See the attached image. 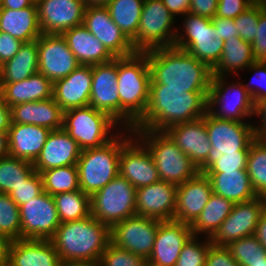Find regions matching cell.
<instances>
[{
    "mask_svg": "<svg viewBox=\"0 0 266 266\" xmlns=\"http://www.w3.org/2000/svg\"><path fill=\"white\" fill-rule=\"evenodd\" d=\"M151 72L149 89L209 92L212 69L175 46L144 52Z\"/></svg>",
    "mask_w": 266,
    "mask_h": 266,
    "instance_id": "cell-1",
    "label": "cell"
},
{
    "mask_svg": "<svg viewBox=\"0 0 266 266\" xmlns=\"http://www.w3.org/2000/svg\"><path fill=\"white\" fill-rule=\"evenodd\" d=\"M208 93L149 89L146 112L133 129L166 131L175 124L199 119L207 112Z\"/></svg>",
    "mask_w": 266,
    "mask_h": 266,
    "instance_id": "cell-2",
    "label": "cell"
},
{
    "mask_svg": "<svg viewBox=\"0 0 266 266\" xmlns=\"http://www.w3.org/2000/svg\"><path fill=\"white\" fill-rule=\"evenodd\" d=\"M50 241L62 262H99L111 242L110 227L90 215L60 223Z\"/></svg>",
    "mask_w": 266,
    "mask_h": 266,
    "instance_id": "cell-3",
    "label": "cell"
},
{
    "mask_svg": "<svg viewBox=\"0 0 266 266\" xmlns=\"http://www.w3.org/2000/svg\"><path fill=\"white\" fill-rule=\"evenodd\" d=\"M151 72L147 55L136 52L117 58V87L120 97V125L133 129L144 116L149 100ZM123 125H122V124Z\"/></svg>",
    "mask_w": 266,
    "mask_h": 266,
    "instance_id": "cell-4",
    "label": "cell"
},
{
    "mask_svg": "<svg viewBox=\"0 0 266 266\" xmlns=\"http://www.w3.org/2000/svg\"><path fill=\"white\" fill-rule=\"evenodd\" d=\"M127 132L128 136H123L121 132L119 136L118 131L117 136L107 144L81 151L77 167L80 189L85 194L92 196L119 175L121 149L135 137L132 129Z\"/></svg>",
    "mask_w": 266,
    "mask_h": 266,
    "instance_id": "cell-5",
    "label": "cell"
},
{
    "mask_svg": "<svg viewBox=\"0 0 266 266\" xmlns=\"http://www.w3.org/2000/svg\"><path fill=\"white\" fill-rule=\"evenodd\" d=\"M149 150L161 181L183 184L199 173L196 164L178 147L165 131L132 129Z\"/></svg>",
    "mask_w": 266,
    "mask_h": 266,
    "instance_id": "cell-6",
    "label": "cell"
},
{
    "mask_svg": "<svg viewBox=\"0 0 266 266\" xmlns=\"http://www.w3.org/2000/svg\"><path fill=\"white\" fill-rule=\"evenodd\" d=\"M117 123L110 115L90 105L63 112V129L81 150L98 148L110 142L117 136V133L110 132L120 125Z\"/></svg>",
    "mask_w": 266,
    "mask_h": 266,
    "instance_id": "cell-7",
    "label": "cell"
},
{
    "mask_svg": "<svg viewBox=\"0 0 266 266\" xmlns=\"http://www.w3.org/2000/svg\"><path fill=\"white\" fill-rule=\"evenodd\" d=\"M175 17L162 0H144L139 27L131 40L135 52L174 46L177 29H172Z\"/></svg>",
    "mask_w": 266,
    "mask_h": 266,
    "instance_id": "cell-8",
    "label": "cell"
},
{
    "mask_svg": "<svg viewBox=\"0 0 266 266\" xmlns=\"http://www.w3.org/2000/svg\"><path fill=\"white\" fill-rule=\"evenodd\" d=\"M183 18L182 29L185 35L177 32L174 46L185 50L213 69L219 62L224 47L220 34L210 18L190 13H186Z\"/></svg>",
    "mask_w": 266,
    "mask_h": 266,
    "instance_id": "cell-9",
    "label": "cell"
},
{
    "mask_svg": "<svg viewBox=\"0 0 266 266\" xmlns=\"http://www.w3.org/2000/svg\"><path fill=\"white\" fill-rule=\"evenodd\" d=\"M137 189L118 175L91 196V215L110 228L136 214Z\"/></svg>",
    "mask_w": 266,
    "mask_h": 266,
    "instance_id": "cell-10",
    "label": "cell"
},
{
    "mask_svg": "<svg viewBox=\"0 0 266 266\" xmlns=\"http://www.w3.org/2000/svg\"><path fill=\"white\" fill-rule=\"evenodd\" d=\"M205 125L212 147L207 161L199 168L200 173H204L223 154L249 151L255 139L254 125L250 122L220 120L206 112Z\"/></svg>",
    "mask_w": 266,
    "mask_h": 266,
    "instance_id": "cell-11",
    "label": "cell"
},
{
    "mask_svg": "<svg viewBox=\"0 0 266 266\" xmlns=\"http://www.w3.org/2000/svg\"><path fill=\"white\" fill-rule=\"evenodd\" d=\"M225 78V76H212L207 97V112L220 120L245 122L243 121L245 118L254 115L255 104L243 83L234 82L227 87ZM217 105H220L219 111L215 108Z\"/></svg>",
    "mask_w": 266,
    "mask_h": 266,
    "instance_id": "cell-12",
    "label": "cell"
},
{
    "mask_svg": "<svg viewBox=\"0 0 266 266\" xmlns=\"http://www.w3.org/2000/svg\"><path fill=\"white\" fill-rule=\"evenodd\" d=\"M160 220L145 216H132L110 228L111 243L128 250L142 259L152 253Z\"/></svg>",
    "mask_w": 266,
    "mask_h": 266,
    "instance_id": "cell-13",
    "label": "cell"
},
{
    "mask_svg": "<svg viewBox=\"0 0 266 266\" xmlns=\"http://www.w3.org/2000/svg\"><path fill=\"white\" fill-rule=\"evenodd\" d=\"M266 208V198L256 197L252 200L235 203L231 213L210 238L216 246H228L230 243L256 234L257 225Z\"/></svg>",
    "mask_w": 266,
    "mask_h": 266,
    "instance_id": "cell-14",
    "label": "cell"
},
{
    "mask_svg": "<svg viewBox=\"0 0 266 266\" xmlns=\"http://www.w3.org/2000/svg\"><path fill=\"white\" fill-rule=\"evenodd\" d=\"M21 239L50 240L60 225L53 196L43 191L19 207Z\"/></svg>",
    "mask_w": 266,
    "mask_h": 266,
    "instance_id": "cell-15",
    "label": "cell"
},
{
    "mask_svg": "<svg viewBox=\"0 0 266 266\" xmlns=\"http://www.w3.org/2000/svg\"><path fill=\"white\" fill-rule=\"evenodd\" d=\"M37 43L38 72L53 83L67 77L81 65L62 35L42 34Z\"/></svg>",
    "mask_w": 266,
    "mask_h": 266,
    "instance_id": "cell-16",
    "label": "cell"
},
{
    "mask_svg": "<svg viewBox=\"0 0 266 266\" xmlns=\"http://www.w3.org/2000/svg\"><path fill=\"white\" fill-rule=\"evenodd\" d=\"M115 57L135 54L131 41L113 22L105 5L86 6L83 24Z\"/></svg>",
    "mask_w": 266,
    "mask_h": 266,
    "instance_id": "cell-17",
    "label": "cell"
},
{
    "mask_svg": "<svg viewBox=\"0 0 266 266\" xmlns=\"http://www.w3.org/2000/svg\"><path fill=\"white\" fill-rule=\"evenodd\" d=\"M42 34L61 35L83 24L84 0H36Z\"/></svg>",
    "mask_w": 266,
    "mask_h": 266,
    "instance_id": "cell-18",
    "label": "cell"
},
{
    "mask_svg": "<svg viewBox=\"0 0 266 266\" xmlns=\"http://www.w3.org/2000/svg\"><path fill=\"white\" fill-rule=\"evenodd\" d=\"M136 139L131 138L121 149L119 175L138 189L156 183L160 178L151 153Z\"/></svg>",
    "mask_w": 266,
    "mask_h": 266,
    "instance_id": "cell-19",
    "label": "cell"
},
{
    "mask_svg": "<svg viewBox=\"0 0 266 266\" xmlns=\"http://www.w3.org/2000/svg\"><path fill=\"white\" fill-rule=\"evenodd\" d=\"M90 106L120 122V97L117 87V58L92 65Z\"/></svg>",
    "mask_w": 266,
    "mask_h": 266,
    "instance_id": "cell-20",
    "label": "cell"
},
{
    "mask_svg": "<svg viewBox=\"0 0 266 266\" xmlns=\"http://www.w3.org/2000/svg\"><path fill=\"white\" fill-rule=\"evenodd\" d=\"M177 185L166 181L136 191V214L160 221L174 220Z\"/></svg>",
    "mask_w": 266,
    "mask_h": 266,
    "instance_id": "cell-21",
    "label": "cell"
},
{
    "mask_svg": "<svg viewBox=\"0 0 266 266\" xmlns=\"http://www.w3.org/2000/svg\"><path fill=\"white\" fill-rule=\"evenodd\" d=\"M212 184L205 173L177 185L174 220L191 225L212 195Z\"/></svg>",
    "mask_w": 266,
    "mask_h": 266,
    "instance_id": "cell-22",
    "label": "cell"
},
{
    "mask_svg": "<svg viewBox=\"0 0 266 266\" xmlns=\"http://www.w3.org/2000/svg\"><path fill=\"white\" fill-rule=\"evenodd\" d=\"M192 236L189 224L176 220L160 221L148 260L163 266H175L180 251Z\"/></svg>",
    "mask_w": 266,
    "mask_h": 266,
    "instance_id": "cell-23",
    "label": "cell"
},
{
    "mask_svg": "<svg viewBox=\"0 0 266 266\" xmlns=\"http://www.w3.org/2000/svg\"><path fill=\"white\" fill-rule=\"evenodd\" d=\"M165 132L198 168L207 161L212 146L205 125V115L170 126Z\"/></svg>",
    "mask_w": 266,
    "mask_h": 266,
    "instance_id": "cell-24",
    "label": "cell"
},
{
    "mask_svg": "<svg viewBox=\"0 0 266 266\" xmlns=\"http://www.w3.org/2000/svg\"><path fill=\"white\" fill-rule=\"evenodd\" d=\"M92 65H80L67 77L53 83V99L63 111L90 103Z\"/></svg>",
    "mask_w": 266,
    "mask_h": 266,
    "instance_id": "cell-25",
    "label": "cell"
},
{
    "mask_svg": "<svg viewBox=\"0 0 266 266\" xmlns=\"http://www.w3.org/2000/svg\"><path fill=\"white\" fill-rule=\"evenodd\" d=\"M81 149L77 142L62 128L51 130L39 156L33 162L35 171L77 165Z\"/></svg>",
    "mask_w": 266,
    "mask_h": 266,
    "instance_id": "cell-26",
    "label": "cell"
},
{
    "mask_svg": "<svg viewBox=\"0 0 266 266\" xmlns=\"http://www.w3.org/2000/svg\"><path fill=\"white\" fill-rule=\"evenodd\" d=\"M7 258L11 266H61L62 260L50 240H11Z\"/></svg>",
    "mask_w": 266,
    "mask_h": 266,
    "instance_id": "cell-27",
    "label": "cell"
},
{
    "mask_svg": "<svg viewBox=\"0 0 266 266\" xmlns=\"http://www.w3.org/2000/svg\"><path fill=\"white\" fill-rule=\"evenodd\" d=\"M51 130L33 124H12L8 130L9 156L34 162Z\"/></svg>",
    "mask_w": 266,
    "mask_h": 266,
    "instance_id": "cell-28",
    "label": "cell"
},
{
    "mask_svg": "<svg viewBox=\"0 0 266 266\" xmlns=\"http://www.w3.org/2000/svg\"><path fill=\"white\" fill-rule=\"evenodd\" d=\"M12 124H33L50 130L63 128V110L53 97L10 107Z\"/></svg>",
    "mask_w": 266,
    "mask_h": 266,
    "instance_id": "cell-29",
    "label": "cell"
},
{
    "mask_svg": "<svg viewBox=\"0 0 266 266\" xmlns=\"http://www.w3.org/2000/svg\"><path fill=\"white\" fill-rule=\"evenodd\" d=\"M0 94L3 102L9 107L20 103L42 101L53 97V82L41 72H36L21 81L0 83Z\"/></svg>",
    "mask_w": 266,
    "mask_h": 266,
    "instance_id": "cell-30",
    "label": "cell"
},
{
    "mask_svg": "<svg viewBox=\"0 0 266 266\" xmlns=\"http://www.w3.org/2000/svg\"><path fill=\"white\" fill-rule=\"evenodd\" d=\"M61 35L81 65H98L115 58L84 25L66 30Z\"/></svg>",
    "mask_w": 266,
    "mask_h": 266,
    "instance_id": "cell-31",
    "label": "cell"
},
{
    "mask_svg": "<svg viewBox=\"0 0 266 266\" xmlns=\"http://www.w3.org/2000/svg\"><path fill=\"white\" fill-rule=\"evenodd\" d=\"M0 31L22 42L37 40L41 35L36 1L23 9L0 8Z\"/></svg>",
    "mask_w": 266,
    "mask_h": 266,
    "instance_id": "cell-32",
    "label": "cell"
},
{
    "mask_svg": "<svg viewBox=\"0 0 266 266\" xmlns=\"http://www.w3.org/2000/svg\"><path fill=\"white\" fill-rule=\"evenodd\" d=\"M205 174L210 179L213 193L231 200L234 204L258 197L246 169Z\"/></svg>",
    "mask_w": 266,
    "mask_h": 266,
    "instance_id": "cell-33",
    "label": "cell"
},
{
    "mask_svg": "<svg viewBox=\"0 0 266 266\" xmlns=\"http://www.w3.org/2000/svg\"><path fill=\"white\" fill-rule=\"evenodd\" d=\"M256 60L253 57L251 42L240 37H232L224 41L221 58L212 69V76H225L231 72L239 75L240 69L248 68Z\"/></svg>",
    "mask_w": 266,
    "mask_h": 266,
    "instance_id": "cell-34",
    "label": "cell"
},
{
    "mask_svg": "<svg viewBox=\"0 0 266 266\" xmlns=\"http://www.w3.org/2000/svg\"><path fill=\"white\" fill-rule=\"evenodd\" d=\"M37 40L23 42L16 55L3 63L0 72V83H13L24 80L38 72Z\"/></svg>",
    "mask_w": 266,
    "mask_h": 266,
    "instance_id": "cell-35",
    "label": "cell"
},
{
    "mask_svg": "<svg viewBox=\"0 0 266 266\" xmlns=\"http://www.w3.org/2000/svg\"><path fill=\"white\" fill-rule=\"evenodd\" d=\"M233 206L231 200L212 193L202 212L190 225L193 235L198 237L200 233H204L207 238H211L231 213Z\"/></svg>",
    "mask_w": 266,
    "mask_h": 266,
    "instance_id": "cell-36",
    "label": "cell"
},
{
    "mask_svg": "<svg viewBox=\"0 0 266 266\" xmlns=\"http://www.w3.org/2000/svg\"><path fill=\"white\" fill-rule=\"evenodd\" d=\"M144 0H110L105 6L113 22L131 41L137 33Z\"/></svg>",
    "mask_w": 266,
    "mask_h": 266,
    "instance_id": "cell-37",
    "label": "cell"
},
{
    "mask_svg": "<svg viewBox=\"0 0 266 266\" xmlns=\"http://www.w3.org/2000/svg\"><path fill=\"white\" fill-rule=\"evenodd\" d=\"M60 223L80 220L91 215V196L81 189L53 196Z\"/></svg>",
    "mask_w": 266,
    "mask_h": 266,
    "instance_id": "cell-38",
    "label": "cell"
},
{
    "mask_svg": "<svg viewBox=\"0 0 266 266\" xmlns=\"http://www.w3.org/2000/svg\"><path fill=\"white\" fill-rule=\"evenodd\" d=\"M34 172L35 168L30 161L12 156L0 159V193L9 194Z\"/></svg>",
    "mask_w": 266,
    "mask_h": 266,
    "instance_id": "cell-39",
    "label": "cell"
},
{
    "mask_svg": "<svg viewBox=\"0 0 266 266\" xmlns=\"http://www.w3.org/2000/svg\"><path fill=\"white\" fill-rule=\"evenodd\" d=\"M43 191L51 196L80 190L77 165L52 168L42 171Z\"/></svg>",
    "mask_w": 266,
    "mask_h": 266,
    "instance_id": "cell-40",
    "label": "cell"
},
{
    "mask_svg": "<svg viewBox=\"0 0 266 266\" xmlns=\"http://www.w3.org/2000/svg\"><path fill=\"white\" fill-rule=\"evenodd\" d=\"M246 170L257 196L266 198V140L251 142Z\"/></svg>",
    "mask_w": 266,
    "mask_h": 266,
    "instance_id": "cell-41",
    "label": "cell"
},
{
    "mask_svg": "<svg viewBox=\"0 0 266 266\" xmlns=\"http://www.w3.org/2000/svg\"><path fill=\"white\" fill-rule=\"evenodd\" d=\"M226 247L240 266L266 263V248L255 234L240 238Z\"/></svg>",
    "mask_w": 266,
    "mask_h": 266,
    "instance_id": "cell-42",
    "label": "cell"
},
{
    "mask_svg": "<svg viewBox=\"0 0 266 266\" xmlns=\"http://www.w3.org/2000/svg\"><path fill=\"white\" fill-rule=\"evenodd\" d=\"M0 233L9 240L21 239L19 206L6 193H0Z\"/></svg>",
    "mask_w": 266,
    "mask_h": 266,
    "instance_id": "cell-43",
    "label": "cell"
},
{
    "mask_svg": "<svg viewBox=\"0 0 266 266\" xmlns=\"http://www.w3.org/2000/svg\"><path fill=\"white\" fill-rule=\"evenodd\" d=\"M199 242L197 236H192L180 251L175 266H205L206 256L212 245L210 238ZM205 242V243H204Z\"/></svg>",
    "mask_w": 266,
    "mask_h": 266,
    "instance_id": "cell-44",
    "label": "cell"
},
{
    "mask_svg": "<svg viewBox=\"0 0 266 266\" xmlns=\"http://www.w3.org/2000/svg\"><path fill=\"white\" fill-rule=\"evenodd\" d=\"M263 5L256 0L250 7L234 19V24L239 32V37L245 41L253 42L255 31L259 22V11Z\"/></svg>",
    "mask_w": 266,
    "mask_h": 266,
    "instance_id": "cell-45",
    "label": "cell"
},
{
    "mask_svg": "<svg viewBox=\"0 0 266 266\" xmlns=\"http://www.w3.org/2000/svg\"><path fill=\"white\" fill-rule=\"evenodd\" d=\"M146 259L128 250L115 246L111 242L100 258V266H145Z\"/></svg>",
    "mask_w": 266,
    "mask_h": 266,
    "instance_id": "cell-46",
    "label": "cell"
},
{
    "mask_svg": "<svg viewBox=\"0 0 266 266\" xmlns=\"http://www.w3.org/2000/svg\"><path fill=\"white\" fill-rule=\"evenodd\" d=\"M43 192L41 174L35 171L25 182L9 193L10 198L20 207Z\"/></svg>",
    "mask_w": 266,
    "mask_h": 266,
    "instance_id": "cell-47",
    "label": "cell"
},
{
    "mask_svg": "<svg viewBox=\"0 0 266 266\" xmlns=\"http://www.w3.org/2000/svg\"><path fill=\"white\" fill-rule=\"evenodd\" d=\"M249 151L223 154L204 173H224V171H237L246 169Z\"/></svg>",
    "mask_w": 266,
    "mask_h": 266,
    "instance_id": "cell-48",
    "label": "cell"
},
{
    "mask_svg": "<svg viewBox=\"0 0 266 266\" xmlns=\"http://www.w3.org/2000/svg\"><path fill=\"white\" fill-rule=\"evenodd\" d=\"M247 69L254 71L255 76H253L256 83H254L253 80H250L248 84H244V87L250 94L253 103L257 104L258 102L266 98V62L255 61ZM250 84L252 85V87ZM254 84L256 87H253Z\"/></svg>",
    "mask_w": 266,
    "mask_h": 266,
    "instance_id": "cell-49",
    "label": "cell"
},
{
    "mask_svg": "<svg viewBox=\"0 0 266 266\" xmlns=\"http://www.w3.org/2000/svg\"><path fill=\"white\" fill-rule=\"evenodd\" d=\"M251 44L254 59L266 62V10L264 8L259 11V22Z\"/></svg>",
    "mask_w": 266,
    "mask_h": 266,
    "instance_id": "cell-50",
    "label": "cell"
},
{
    "mask_svg": "<svg viewBox=\"0 0 266 266\" xmlns=\"http://www.w3.org/2000/svg\"><path fill=\"white\" fill-rule=\"evenodd\" d=\"M256 0H219L215 17L235 19Z\"/></svg>",
    "mask_w": 266,
    "mask_h": 266,
    "instance_id": "cell-51",
    "label": "cell"
},
{
    "mask_svg": "<svg viewBox=\"0 0 266 266\" xmlns=\"http://www.w3.org/2000/svg\"><path fill=\"white\" fill-rule=\"evenodd\" d=\"M205 266H240L226 246L211 245L206 256Z\"/></svg>",
    "mask_w": 266,
    "mask_h": 266,
    "instance_id": "cell-52",
    "label": "cell"
},
{
    "mask_svg": "<svg viewBox=\"0 0 266 266\" xmlns=\"http://www.w3.org/2000/svg\"><path fill=\"white\" fill-rule=\"evenodd\" d=\"M23 42L12 37L6 32L0 31V60L2 63L12 59L19 51Z\"/></svg>",
    "mask_w": 266,
    "mask_h": 266,
    "instance_id": "cell-53",
    "label": "cell"
},
{
    "mask_svg": "<svg viewBox=\"0 0 266 266\" xmlns=\"http://www.w3.org/2000/svg\"><path fill=\"white\" fill-rule=\"evenodd\" d=\"M219 0H190L189 13L212 19L216 16Z\"/></svg>",
    "mask_w": 266,
    "mask_h": 266,
    "instance_id": "cell-54",
    "label": "cell"
},
{
    "mask_svg": "<svg viewBox=\"0 0 266 266\" xmlns=\"http://www.w3.org/2000/svg\"><path fill=\"white\" fill-rule=\"evenodd\" d=\"M211 23L220 34V38L223 41L231 39L232 37H239V32L234 24V19L213 17Z\"/></svg>",
    "mask_w": 266,
    "mask_h": 266,
    "instance_id": "cell-55",
    "label": "cell"
},
{
    "mask_svg": "<svg viewBox=\"0 0 266 266\" xmlns=\"http://www.w3.org/2000/svg\"><path fill=\"white\" fill-rule=\"evenodd\" d=\"M254 116H261L260 126L254 125L255 138L259 140H266V98L255 104Z\"/></svg>",
    "mask_w": 266,
    "mask_h": 266,
    "instance_id": "cell-56",
    "label": "cell"
},
{
    "mask_svg": "<svg viewBox=\"0 0 266 266\" xmlns=\"http://www.w3.org/2000/svg\"><path fill=\"white\" fill-rule=\"evenodd\" d=\"M169 12L176 18V15L189 13L190 0H162Z\"/></svg>",
    "mask_w": 266,
    "mask_h": 266,
    "instance_id": "cell-57",
    "label": "cell"
},
{
    "mask_svg": "<svg viewBox=\"0 0 266 266\" xmlns=\"http://www.w3.org/2000/svg\"><path fill=\"white\" fill-rule=\"evenodd\" d=\"M12 125L11 109L3 102L0 94V132L8 133L9 128Z\"/></svg>",
    "mask_w": 266,
    "mask_h": 266,
    "instance_id": "cell-58",
    "label": "cell"
},
{
    "mask_svg": "<svg viewBox=\"0 0 266 266\" xmlns=\"http://www.w3.org/2000/svg\"><path fill=\"white\" fill-rule=\"evenodd\" d=\"M36 0H3L0 8L19 10L31 6Z\"/></svg>",
    "mask_w": 266,
    "mask_h": 266,
    "instance_id": "cell-59",
    "label": "cell"
},
{
    "mask_svg": "<svg viewBox=\"0 0 266 266\" xmlns=\"http://www.w3.org/2000/svg\"><path fill=\"white\" fill-rule=\"evenodd\" d=\"M255 235L260 243L266 248V208L261 215L260 221L258 222Z\"/></svg>",
    "mask_w": 266,
    "mask_h": 266,
    "instance_id": "cell-60",
    "label": "cell"
},
{
    "mask_svg": "<svg viewBox=\"0 0 266 266\" xmlns=\"http://www.w3.org/2000/svg\"><path fill=\"white\" fill-rule=\"evenodd\" d=\"M9 156L8 133L0 132V159Z\"/></svg>",
    "mask_w": 266,
    "mask_h": 266,
    "instance_id": "cell-61",
    "label": "cell"
},
{
    "mask_svg": "<svg viewBox=\"0 0 266 266\" xmlns=\"http://www.w3.org/2000/svg\"><path fill=\"white\" fill-rule=\"evenodd\" d=\"M10 241L4 234L0 233V259L7 258Z\"/></svg>",
    "mask_w": 266,
    "mask_h": 266,
    "instance_id": "cell-62",
    "label": "cell"
},
{
    "mask_svg": "<svg viewBox=\"0 0 266 266\" xmlns=\"http://www.w3.org/2000/svg\"><path fill=\"white\" fill-rule=\"evenodd\" d=\"M61 266H100L96 261H66Z\"/></svg>",
    "mask_w": 266,
    "mask_h": 266,
    "instance_id": "cell-63",
    "label": "cell"
},
{
    "mask_svg": "<svg viewBox=\"0 0 266 266\" xmlns=\"http://www.w3.org/2000/svg\"><path fill=\"white\" fill-rule=\"evenodd\" d=\"M110 0H84L86 6L106 5Z\"/></svg>",
    "mask_w": 266,
    "mask_h": 266,
    "instance_id": "cell-64",
    "label": "cell"
},
{
    "mask_svg": "<svg viewBox=\"0 0 266 266\" xmlns=\"http://www.w3.org/2000/svg\"><path fill=\"white\" fill-rule=\"evenodd\" d=\"M145 266H163L157 262H154V261H150L148 259H146V262H145Z\"/></svg>",
    "mask_w": 266,
    "mask_h": 266,
    "instance_id": "cell-65",
    "label": "cell"
},
{
    "mask_svg": "<svg viewBox=\"0 0 266 266\" xmlns=\"http://www.w3.org/2000/svg\"><path fill=\"white\" fill-rule=\"evenodd\" d=\"M0 266H11L8 258L0 259Z\"/></svg>",
    "mask_w": 266,
    "mask_h": 266,
    "instance_id": "cell-66",
    "label": "cell"
},
{
    "mask_svg": "<svg viewBox=\"0 0 266 266\" xmlns=\"http://www.w3.org/2000/svg\"><path fill=\"white\" fill-rule=\"evenodd\" d=\"M259 1L263 5V8L266 10V0H259Z\"/></svg>",
    "mask_w": 266,
    "mask_h": 266,
    "instance_id": "cell-67",
    "label": "cell"
},
{
    "mask_svg": "<svg viewBox=\"0 0 266 266\" xmlns=\"http://www.w3.org/2000/svg\"><path fill=\"white\" fill-rule=\"evenodd\" d=\"M253 266H266V263L253 264Z\"/></svg>",
    "mask_w": 266,
    "mask_h": 266,
    "instance_id": "cell-68",
    "label": "cell"
},
{
    "mask_svg": "<svg viewBox=\"0 0 266 266\" xmlns=\"http://www.w3.org/2000/svg\"><path fill=\"white\" fill-rule=\"evenodd\" d=\"M2 66H3V63H2L1 60H0V72H1V70H2Z\"/></svg>",
    "mask_w": 266,
    "mask_h": 266,
    "instance_id": "cell-69",
    "label": "cell"
}]
</instances>
